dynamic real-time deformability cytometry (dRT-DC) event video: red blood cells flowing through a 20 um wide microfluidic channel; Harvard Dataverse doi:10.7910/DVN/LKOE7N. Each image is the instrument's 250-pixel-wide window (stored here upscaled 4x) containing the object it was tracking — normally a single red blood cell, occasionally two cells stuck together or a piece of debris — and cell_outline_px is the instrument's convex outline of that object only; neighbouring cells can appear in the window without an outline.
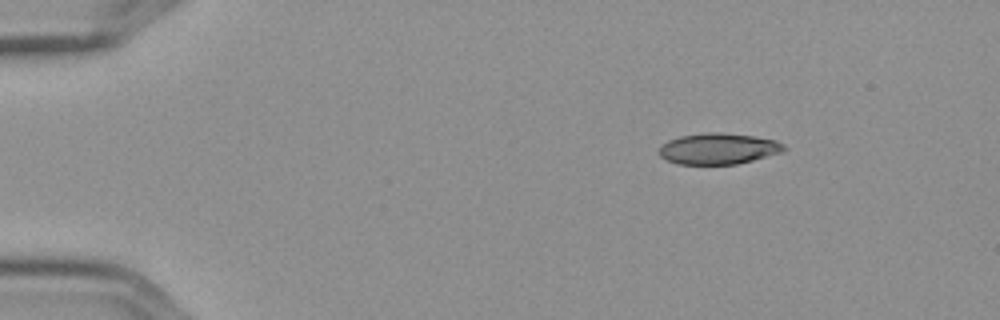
{"species": "Egyptian fruit bat (a non-hibernating species)", "species_latin": "Rousettus aegyptiacus", "temperature_condition": "cold", "stored_images_in_passage": 4, "camera_frame_rate_fps": 3000, "um_per_image_px": 0.085, "frame": {"image": 1, "passage_image": 1, "time_ms": 0.0, "image_size_px": [1000, 320], "cell_outline_px": [[788, 148], [784, 152], [736, 164], [676, 164], [660, 156], [660, 144], [668, 140], [680, 136], [708, 132], [720, 132], [752, 136], [776, 140], [784, 144]], "centroid_in_image_um": [61.08, 12.63], "position_along_channel_um": 23.9, "area_um2": 22.66}}
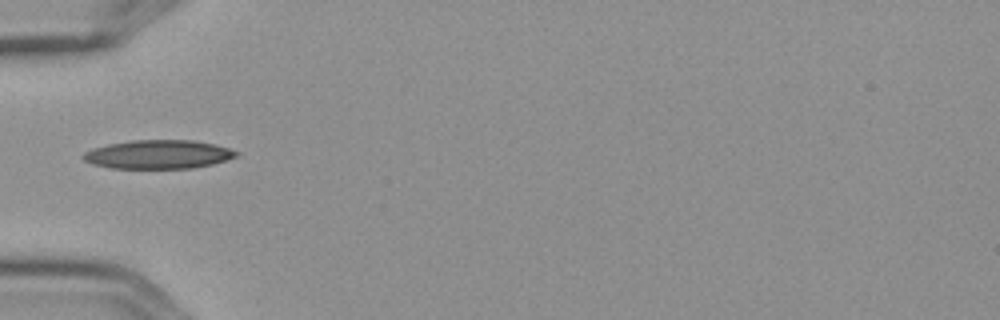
{"frame": {"image": 2, "passage_image": 4, "time_ms": 1.0, "image_size_px": [1000, 320], "cell_outline_px": [[240, 152], [236, 156], [212, 164], [192, 168], [112, 168], [92, 164], [84, 160], [80, 156], [84, 152], [92, 148], [108, 144], [132, 140], [192, 140], [212, 144], [228, 148]], "centroid_in_image_um": [13.4, 13.12], "position_along_channel_um": 71.6, "area_um2": 25.49}}